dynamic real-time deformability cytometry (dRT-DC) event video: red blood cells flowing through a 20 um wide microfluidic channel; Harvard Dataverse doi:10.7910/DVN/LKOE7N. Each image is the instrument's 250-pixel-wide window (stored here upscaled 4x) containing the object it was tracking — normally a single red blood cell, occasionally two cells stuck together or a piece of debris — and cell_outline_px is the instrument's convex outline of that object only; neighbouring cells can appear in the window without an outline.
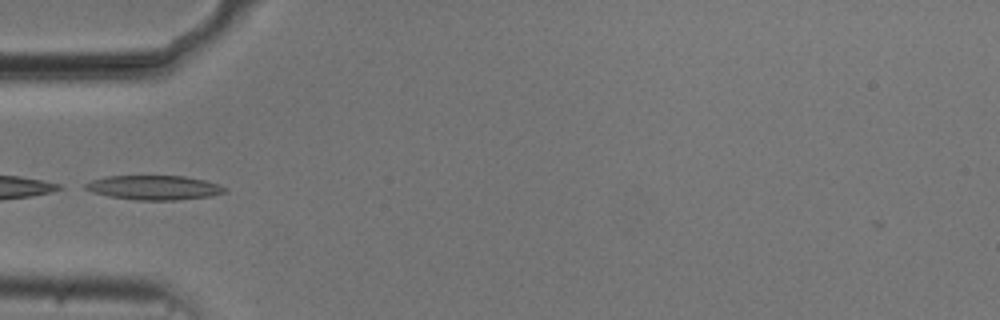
{"species": "common noctule bat (a hibernating species)", "species_latin": "Nyctalus noctula", "temperature_condition": "cold", "stored_images_in_passage": 3, "camera_frame_rate_fps": 3000, "um_per_image_px": 0.085, "animal": {"sex": "male", "body_mass_g": 20.5, "forearm_length_mm": 52.5}, "frame": {"image": 1, "passage_image": 1, "time_ms": 0.0, "image_size_px": [1000, 320], "cell_outline_px": [[228, 192], [212, 196], [176, 200], [136, 200], [108, 196], [92, 192], [84, 188], [84, 184], [92, 180], [108, 176], [184, 176], [204, 180], [228, 188]], "centroid_in_image_um": [13.11, 15.95], "position_along_channel_um": 71.9, "area_um2": 19.83}}